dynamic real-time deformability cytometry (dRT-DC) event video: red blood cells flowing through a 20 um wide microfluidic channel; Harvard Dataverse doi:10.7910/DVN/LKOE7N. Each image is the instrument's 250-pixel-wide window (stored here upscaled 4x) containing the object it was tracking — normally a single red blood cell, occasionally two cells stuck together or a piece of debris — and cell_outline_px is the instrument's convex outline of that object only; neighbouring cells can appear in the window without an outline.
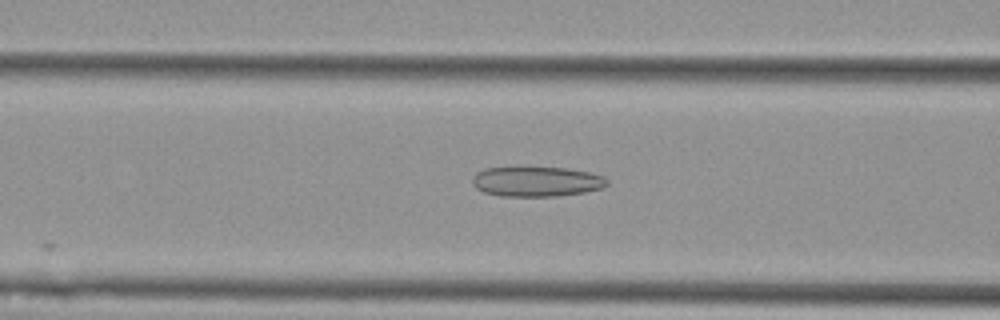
{"species": "Egyptian fruit bat (a non-hibernating species)", "species_latin": "Rousettus aegyptiacus", "temperature_condition": "cold", "stored_images_in_passage": 13, "camera_frame_rate_fps": 3000, "um_per_image_px": 0.085, "animal": {"sex": "female"}, "frame": {"image": 1, "passage_image": 8, "time_ms": 2.333, "image_size_px": [1000, 320], "cell_outline_px": [[608, 184], [604, 188], [584, 192], [556, 196], [500, 196], [484, 192], [476, 188], [472, 184], [472, 176], [476, 172], [484, 168], [512, 164], [524, 164], [564, 168], [588, 172], [604, 176], [608, 180]], "centroid_in_image_um": [45.53, 15.37], "position_along_channel_um": 121.1, "area_um2": 24.8}}
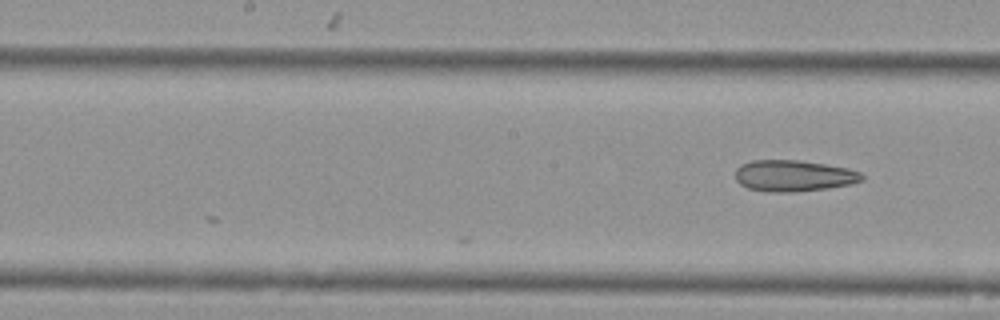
{"frame": {"image": 2, "passage_image": 13, "time_ms": 4.0, "image_size_px": [1000, 320], "cell_outline_px": [[864, 180], [848, 184], [828, 188], [792, 192], [776, 192], [748, 188], [740, 184], [736, 180], [736, 168], [740, 164], [752, 160], [800, 160], [848, 168], [860, 172], [864, 176]], "centroid_in_image_um": [67.45, 14.93], "position_along_channel_um": 180.8, "area_um2": 23.0}}